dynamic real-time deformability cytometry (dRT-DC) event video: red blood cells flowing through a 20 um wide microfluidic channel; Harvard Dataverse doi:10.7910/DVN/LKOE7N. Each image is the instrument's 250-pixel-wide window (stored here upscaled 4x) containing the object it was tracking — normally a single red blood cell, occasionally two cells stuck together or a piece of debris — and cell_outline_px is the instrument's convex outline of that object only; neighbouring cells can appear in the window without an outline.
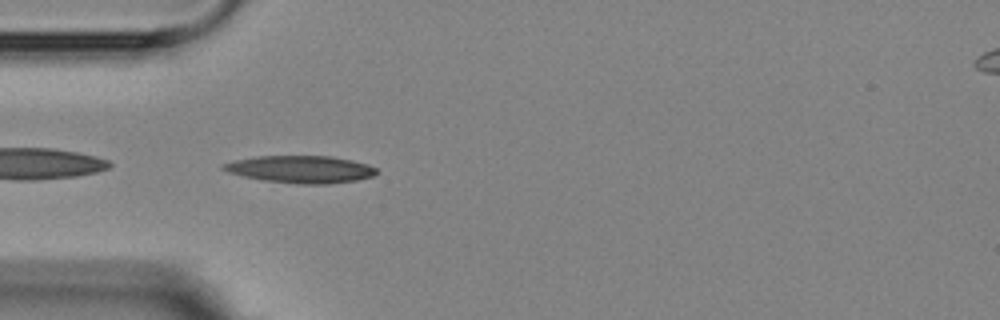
{"species": "Egyptian fruit bat (a non-hibernating species)", "species_latin": "Rousettus aegyptiacus", "temperature_condition": "room temperature", "stored_images_in_passage": 5, "camera_frame_rate_fps": 3000, "um_per_image_px": 0.085, "animal": {"sex": "female"}, "frame": {"image": 1, "passage_image": 5, "time_ms": 4.667, "image_size_px": [1000, 320], "cell_outline_px": [[376, 172], [372, 176], [356, 180], [328, 184], [296, 184], [264, 180], [244, 176], [228, 172], [220, 168], [220, 164], [236, 160], [256, 156], [332, 156], [352, 160], [368, 164], [376, 168]], "centroid_in_image_um": [25.54, 14.38], "position_along_channel_um": 59.5, "area_um2": 24.33}}